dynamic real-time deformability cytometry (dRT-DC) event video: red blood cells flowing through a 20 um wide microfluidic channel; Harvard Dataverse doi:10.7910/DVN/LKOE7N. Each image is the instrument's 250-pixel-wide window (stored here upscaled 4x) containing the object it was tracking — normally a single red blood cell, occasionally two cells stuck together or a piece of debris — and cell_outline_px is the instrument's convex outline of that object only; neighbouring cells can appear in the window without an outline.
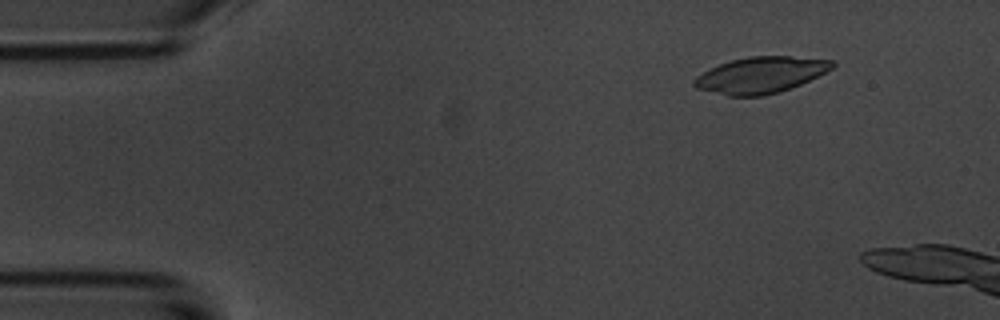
{"species": "common noctule bat (a hibernating species)", "species_latin": "Nyctalus noctula", "temperature_condition": "room temperature", "stored_images_in_passage": 4, "camera_frame_rate_fps": 3000, "um_per_image_px": 0.085, "animal": {"sex": "male", "body_mass_g": 20.1, "forearm_length_mm": 53.5}, "frame": {"image": 1, "passage_image": 2, "time_ms": 1.333, "image_size_px": [1000, 320], "cell_outline_px": [[836, 64], [832, 68], [800, 84], [780, 92], [764, 96], [728, 96], [696, 88], [692, 84], [692, 80], [696, 76], [720, 64], [732, 60], [748, 56], [792, 56], [836, 60]], "centroid_in_image_um": [64.65, 6.37], "position_along_channel_um": 20.3, "area_um2": 29.07}}